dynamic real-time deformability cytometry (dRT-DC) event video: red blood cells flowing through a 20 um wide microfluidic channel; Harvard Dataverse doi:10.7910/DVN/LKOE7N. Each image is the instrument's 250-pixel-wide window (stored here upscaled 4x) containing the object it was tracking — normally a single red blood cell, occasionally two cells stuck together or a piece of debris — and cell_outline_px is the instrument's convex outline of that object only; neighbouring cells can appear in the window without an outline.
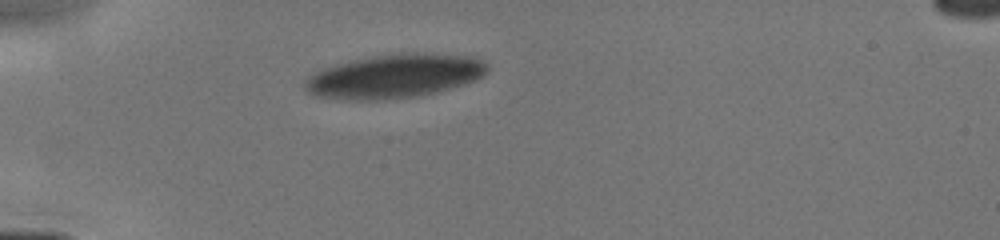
{"species": "human", "species_latin": "Homo sapiens", "temperature_condition": "cold", "stored_images_in_passage": 7, "camera_frame_rate_fps": 3000, "um_per_image_px": 0.085, "donor": {"sex": "male"}, "frame": {"image": 1, "passage_image": 1, "time_ms": 0.0, "image_size_px": [1000, 240], "cell_outline_px": [[488, 72], [484, 76], [476, 80], [436, 92], [416, 96], [384, 100], [348, 100], [316, 96], [308, 92], [304, 88], [304, 80], [308, 76], [324, 68], [336, 64], [352, 60], [372, 56], [400, 52], [424, 52], [472, 56], [484, 60], [488, 64]], "centroid_in_image_um": [33.57, 6.46], "position_along_channel_um": 51.4, "area_um2": 47.11}}
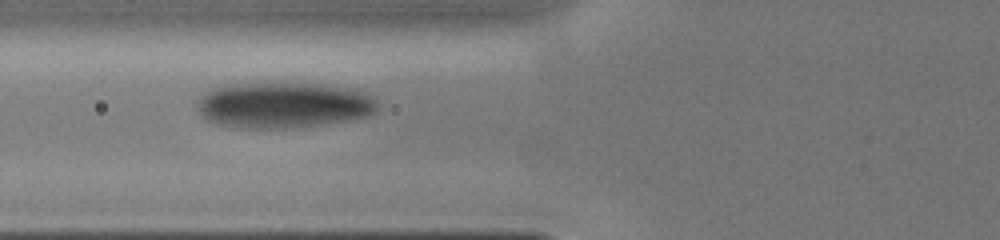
{"frame": {"image": 2, "passage_image": 4, "time_ms": 1.667, "image_size_px": [1000, 240], "cell_outline_px": [[376, 108], [368, 116], [344, 120], [292, 128], [232, 128], [216, 124], [208, 120], [196, 108], [200, 96], [204, 92], [212, 88], [224, 84], [320, 84], [348, 88], [372, 96], [376, 100]], "centroid_in_image_um": [24.0, 8.94], "position_along_channel_um": 101.8, "area_um2": 47.74}}
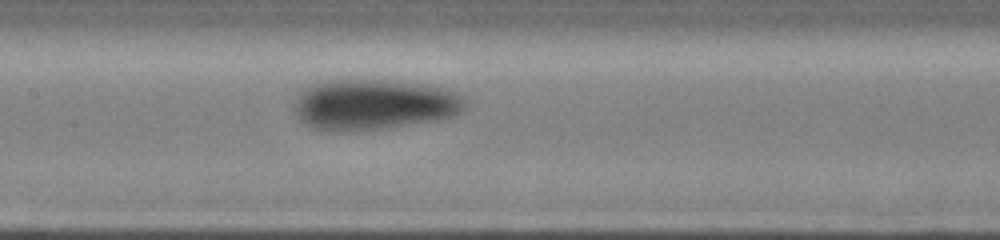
{"frame": {"image": 3, "passage_image": 7, "time_ms": 3.333, "image_size_px": [1000, 240], "cell_outline_px": [[464, 108], [460, 112], [452, 116], [440, 120], [384, 128], [312, 128], [300, 120], [296, 116], [296, 100], [300, 92], [308, 84], [324, 80], [348, 76], [400, 80], [432, 84], [460, 92], [464, 96]], "centroid_in_image_um": [31.84, 8.77], "position_along_channel_um": 175.6, "area_um2": 51.27}}